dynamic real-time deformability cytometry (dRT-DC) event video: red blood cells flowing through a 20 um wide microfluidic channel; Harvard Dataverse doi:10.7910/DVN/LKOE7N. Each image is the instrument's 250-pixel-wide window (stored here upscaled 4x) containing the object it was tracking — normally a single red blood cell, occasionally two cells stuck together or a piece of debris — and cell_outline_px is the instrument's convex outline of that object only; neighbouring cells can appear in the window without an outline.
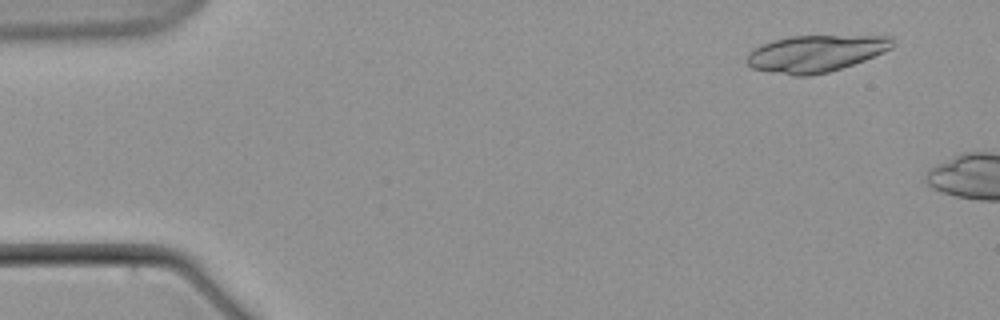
{"species": "common noctule bat (a hibernating species)", "species_latin": "Nyctalus noctula", "temperature_condition": "warm", "stored_images_in_passage": 4, "camera_frame_rate_fps": 3000, "um_per_image_px": 0.085, "animal": {"sex": "male", "body_mass_g": 21.5, "forearm_length_mm": 52.0}, "frame": {"image": 1, "passage_image": 1, "time_ms": 0.0, "image_size_px": [1000, 320], "cell_outline_px": [[892, 48], [884, 52], [864, 60], [828, 72], [808, 76], [792, 76], [752, 68], [744, 60], [748, 52], [752, 48], [760, 44], [772, 40], [788, 36], [892, 36]], "centroid_in_image_um": [69.26, 4.55], "position_along_channel_um": 15.7, "area_um2": 31.33}}